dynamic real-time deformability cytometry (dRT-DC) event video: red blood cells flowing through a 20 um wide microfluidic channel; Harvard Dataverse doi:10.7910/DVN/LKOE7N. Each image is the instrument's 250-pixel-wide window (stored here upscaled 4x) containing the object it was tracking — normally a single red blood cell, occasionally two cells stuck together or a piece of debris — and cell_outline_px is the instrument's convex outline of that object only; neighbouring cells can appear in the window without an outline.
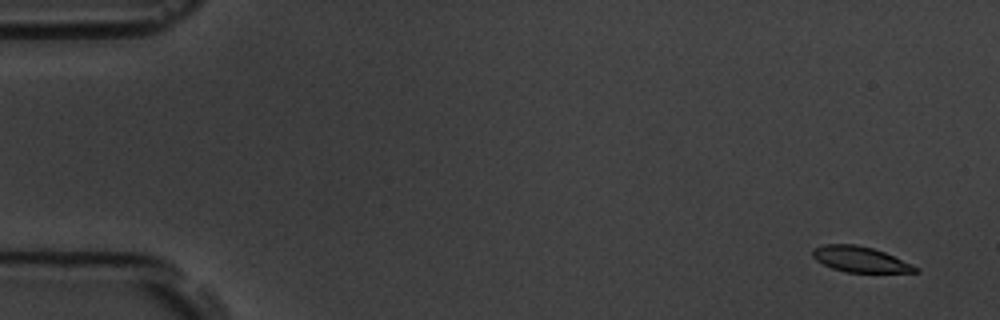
{"species": "common noctule bat (a hibernating species)", "species_latin": "Nyctalus noctula", "temperature_condition": "room temperature", "stored_images_in_passage": 5, "camera_frame_rate_fps": 3000, "um_per_image_px": 0.085, "animal": {"sex": "male", "body_mass_g": 19.5, "forearm_length_mm": 54.6}, "frame": {"image": 1, "passage_image": 1, "time_ms": 0.0, "image_size_px": [1000, 320], "cell_outline_px": [[920, 272], [848, 272], [832, 268], [816, 260], [812, 256], [812, 248], [824, 244], [856, 244], [872, 248], [884, 252], [912, 264], [920, 268]], "centroid_in_image_um": [73.11, 22.03], "position_along_channel_um": 11.9, "area_um2": 15.26}}
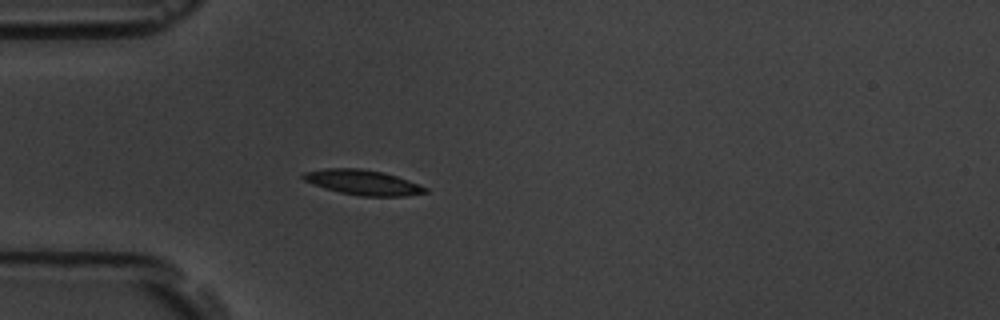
{"frame": {"image": 2, "passage_image": 5, "time_ms": 4.667, "image_size_px": [1000, 320], "cell_outline_px": [[428, 192], [404, 196], [360, 196], [340, 192], [324, 188], [312, 184], [304, 180], [300, 176], [304, 172], [324, 168], [360, 168], [384, 172], [420, 184], [428, 188]], "centroid_in_image_um": [30.83, 15.5], "position_along_channel_um": 54.2, "area_um2": 17.92}}